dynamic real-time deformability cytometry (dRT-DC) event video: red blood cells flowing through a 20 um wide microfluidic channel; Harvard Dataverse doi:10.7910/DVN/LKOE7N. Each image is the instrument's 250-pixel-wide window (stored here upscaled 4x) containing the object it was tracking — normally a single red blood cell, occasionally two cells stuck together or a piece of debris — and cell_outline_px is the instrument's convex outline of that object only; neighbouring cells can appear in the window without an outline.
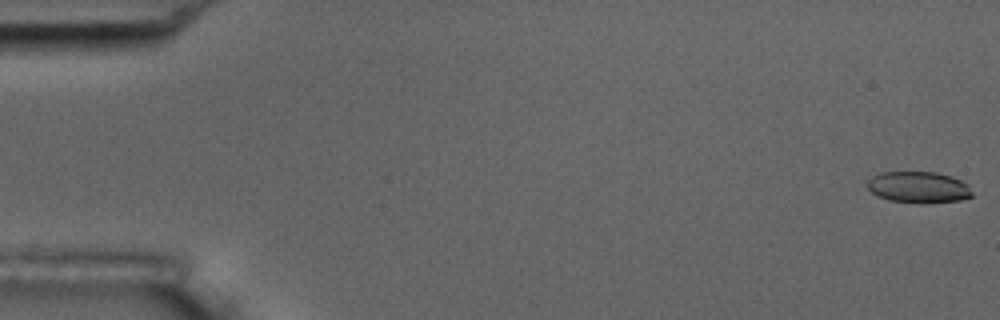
{"species": "common noctule bat (a hibernating species)", "species_latin": "Nyctalus noctula", "temperature_condition": "room temperature", "stored_images_in_passage": 15, "camera_frame_rate_fps": 3000, "um_per_image_px": 0.085, "animal": {"sex": "male", "body_mass_g": 17.5, "forearm_length_mm": 52.3}, "frame": {"image": 1, "passage_image": 1, "time_ms": 0.0, "image_size_px": [1000, 320], "cell_outline_px": [[972, 196], [960, 200], [924, 204], [920, 204], [888, 200], [876, 196], [868, 188], [868, 180], [872, 176], [880, 172], [936, 172], [952, 176], [968, 184], [972, 192]], "centroid_in_image_um": [78.07, 15.92], "position_along_channel_um": 6.9, "area_um2": 19.42}}
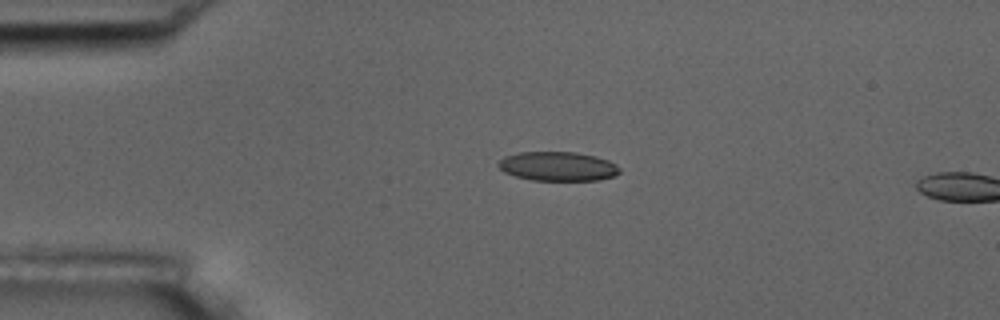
{"frame": {"image": 2, "passage_image": 13, "time_ms": 4.0, "image_size_px": [1000, 320], "cell_outline_px": [[620, 172], [616, 176], [600, 180], [532, 180], [516, 176], [504, 172], [496, 164], [504, 156], [520, 152], [576, 152], [596, 156], [608, 160], [616, 164], [620, 168]], "centroid_in_image_um": [47.44, 14.13], "position_along_channel_um": 37.6, "area_um2": 20.75}}